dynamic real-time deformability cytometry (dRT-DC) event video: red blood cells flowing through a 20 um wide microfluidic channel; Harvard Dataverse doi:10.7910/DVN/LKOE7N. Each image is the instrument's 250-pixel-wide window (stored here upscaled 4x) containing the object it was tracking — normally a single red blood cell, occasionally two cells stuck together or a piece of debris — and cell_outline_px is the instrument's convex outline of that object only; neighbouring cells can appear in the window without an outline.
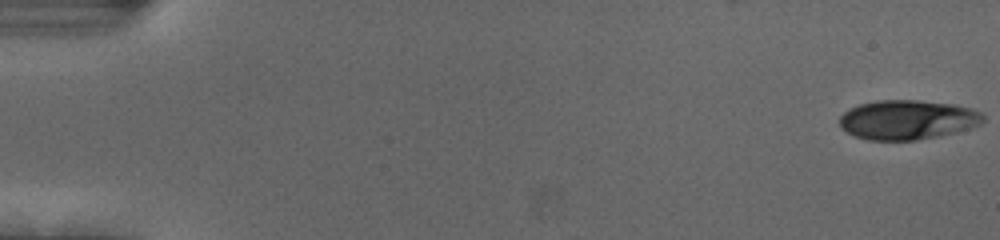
{"species": "human", "species_latin": "Homo sapiens", "temperature_condition": "cold", "stored_images_in_passage": 54, "camera_frame_rate_fps": 3000, "um_per_image_px": 0.085, "donor": {"sex": "female"}, "frame": {"image": 1, "passage_image": 1, "time_ms": 0.0, "image_size_px": [1000, 240], "cell_outline_px": [[984, 120], [980, 124], [972, 128], [956, 132], [916, 140], [868, 140], [856, 136], [840, 128], [840, 116], [848, 108], [860, 104], [876, 100], [916, 100], [956, 104], [972, 108], [980, 112], [984, 116]], "centroid_in_image_um": [77.15, 10.17], "position_along_channel_um": 7.9, "area_um2": 33.18}}
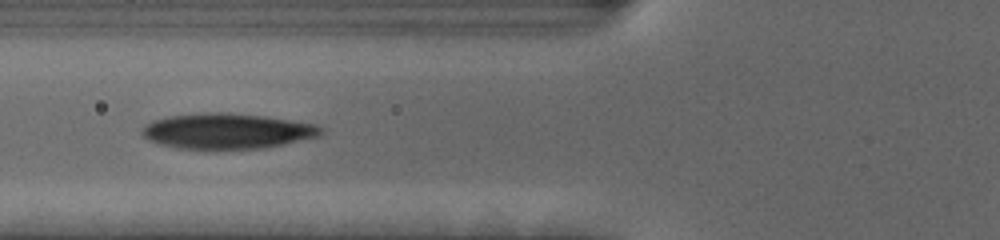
{"frame": {"image": 2, "passage_image": 22, "time_ms": 7.0, "image_size_px": [1000, 240], "cell_outline_px": [[324, 132], [320, 136], [284, 144], [264, 148], [212, 152], [176, 148], [156, 144], [148, 140], [140, 132], [140, 128], [144, 124], [152, 120], [168, 116], [204, 112], [224, 112], [264, 116], [316, 124], [324, 128]], "centroid_in_image_um": [19.24, 11.18], "position_along_channel_um": 106.6, "area_um2": 38.44}}
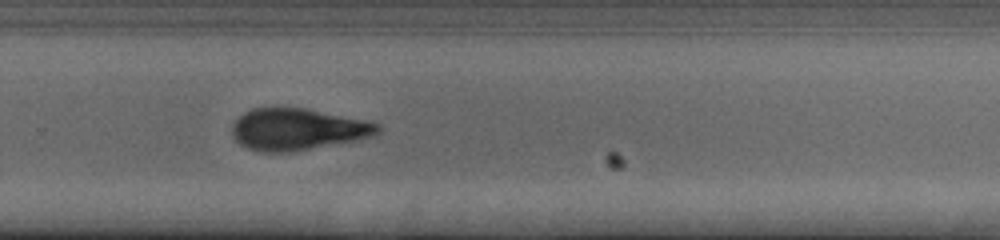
{"frame": {"image": 3, "passage_image": 38, "time_ms": 12.333, "image_size_px": [1000, 240], "cell_outline_px": [[380, 132], [372, 136], [356, 140], [288, 152], [264, 152], [248, 148], [240, 144], [236, 140], [232, 132], [232, 124], [244, 112], [252, 108], [304, 108], [368, 120], [380, 124]], "centroid_in_image_um": [25.31, 10.98], "position_along_channel_um": 304.5, "area_um2": 35.14}}